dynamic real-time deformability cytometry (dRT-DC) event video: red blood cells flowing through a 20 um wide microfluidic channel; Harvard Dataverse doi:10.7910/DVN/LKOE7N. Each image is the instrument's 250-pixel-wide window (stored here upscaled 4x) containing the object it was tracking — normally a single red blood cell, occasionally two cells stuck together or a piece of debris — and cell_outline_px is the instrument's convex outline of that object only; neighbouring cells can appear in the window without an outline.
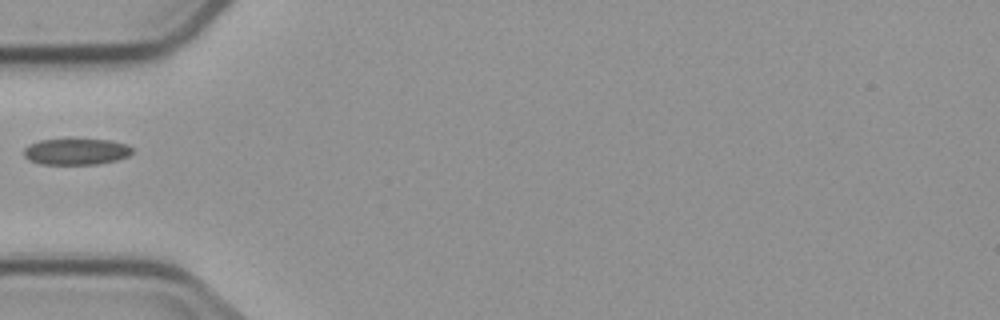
{"species": "common noctule bat (a hibernating species)", "species_latin": "Nyctalus noctula", "temperature_condition": "cold", "stored_images_in_passage": 4, "camera_frame_rate_fps": 3000, "um_per_image_px": 0.085, "animal": {"sex": "male", "body_mass_g": 23.1, "forearm_length_mm": 52.7}, "frame": {"image": 1, "passage_image": 4, "time_ms": 3.333, "image_size_px": [1000, 320], "cell_outline_px": [[132, 152], [128, 156], [116, 160], [100, 164], [40, 164], [28, 160], [24, 156], [24, 148], [28, 144], [40, 140], [108, 140], [124, 144], [132, 148]], "centroid_in_image_um": [6.43, 12.9], "position_along_channel_um": 78.6, "area_um2": 16.42}}